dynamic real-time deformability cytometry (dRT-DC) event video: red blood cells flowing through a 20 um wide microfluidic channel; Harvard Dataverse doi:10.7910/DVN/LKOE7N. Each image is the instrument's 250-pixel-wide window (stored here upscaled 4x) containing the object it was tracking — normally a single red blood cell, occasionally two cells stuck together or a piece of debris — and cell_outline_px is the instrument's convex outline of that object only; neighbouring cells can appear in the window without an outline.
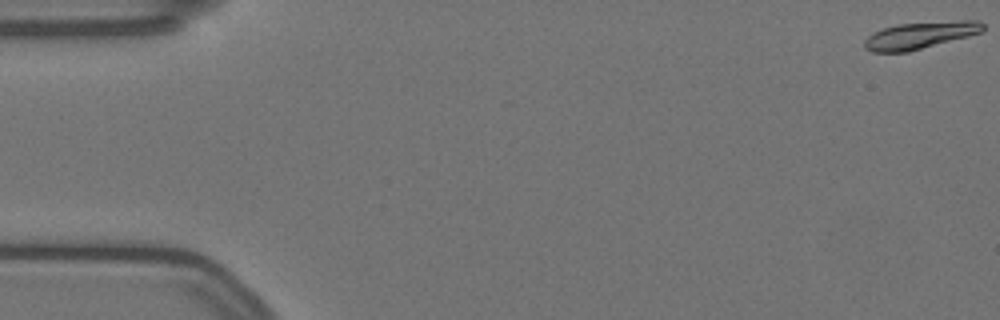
{"species": "Egyptian fruit bat (a non-hibernating species)", "species_latin": "Rousettus aegyptiacus", "temperature_condition": "warm", "stored_images_in_passage": 58, "camera_frame_rate_fps": 3000, "um_per_image_px": 0.085, "animal": {"sex": "female"}, "frame": {"image": 1, "passage_image": 1, "time_ms": 0.0, "image_size_px": [1000, 320], "cell_outline_px": [[984, 28], [980, 32], [968, 36], [908, 52], [872, 52], [864, 48], [864, 40], [872, 32], [884, 28], [900, 24], [960, 20], [980, 20], [984, 24]], "centroid_in_image_um": [78.19, 3.0], "position_along_channel_um": 6.8, "area_um2": 18.55}}
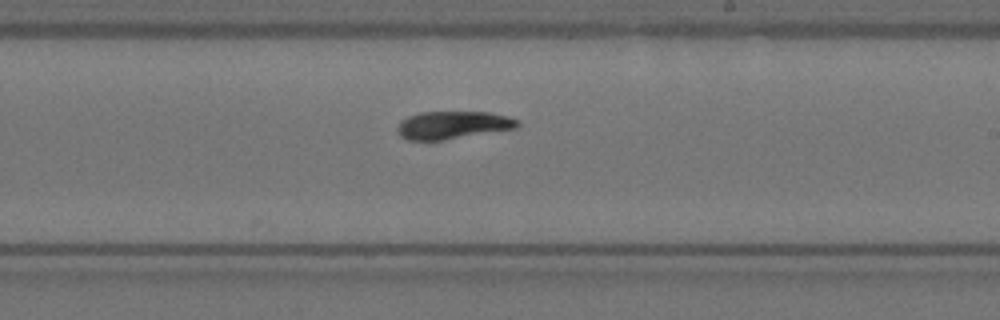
{"frame": {"image": 2, "passage_image": 34, "time_ms": 11.0, "image_size_px": [1000, 320], "cell_outline_px": [[520, 124], [516, 128], [440, 140], [408, 140], [400, 136], [396, 128], [400, 120], [408, 116], [420, 112], [488, 112], [508, 116], [520, 120]], "centroid_in_image_um": [38.47, 10.62], "position_along_channel_um": 250.5, "area_um2": 19.36}}
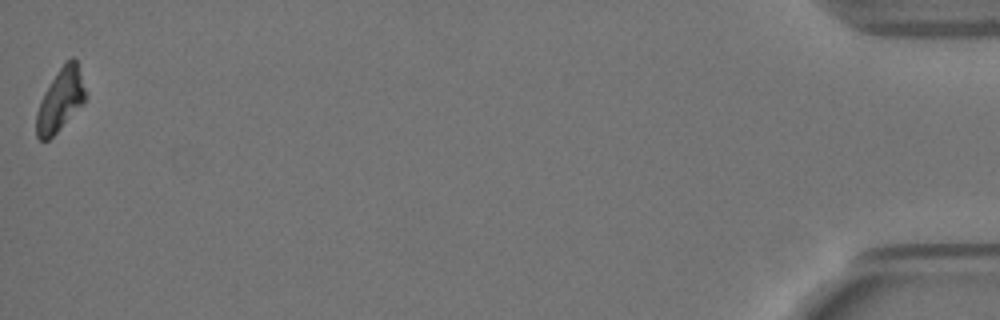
{"frame": {"image": 3, "passage_image": 58, "time_ms": 19.0, "image_size_px": [1000, 320], "cell_outline_px": [[88, 96], [84, 104], [48, 140], [40, 140], [36, 136], [36, 112], [40, 100], [44, 92], [60, 68], [72, 56], [76, 60]], "centroid_in_image_um": [5.14, 8.51], "position_along_channel_um": 430.1, "area_um2": 17.8}, "authors_computed_cell_mechanics": {"area_um2": 19.5942, "velocity_mm_per_s": 3.4856, "shape_relaxation_time_tau1_ms": 9.7192, "shape_relaxation_time_tau2_ms": 4.9493, "deformation_change_tau1": 0.2383, "deformation_change_tau2": 0.0936}}